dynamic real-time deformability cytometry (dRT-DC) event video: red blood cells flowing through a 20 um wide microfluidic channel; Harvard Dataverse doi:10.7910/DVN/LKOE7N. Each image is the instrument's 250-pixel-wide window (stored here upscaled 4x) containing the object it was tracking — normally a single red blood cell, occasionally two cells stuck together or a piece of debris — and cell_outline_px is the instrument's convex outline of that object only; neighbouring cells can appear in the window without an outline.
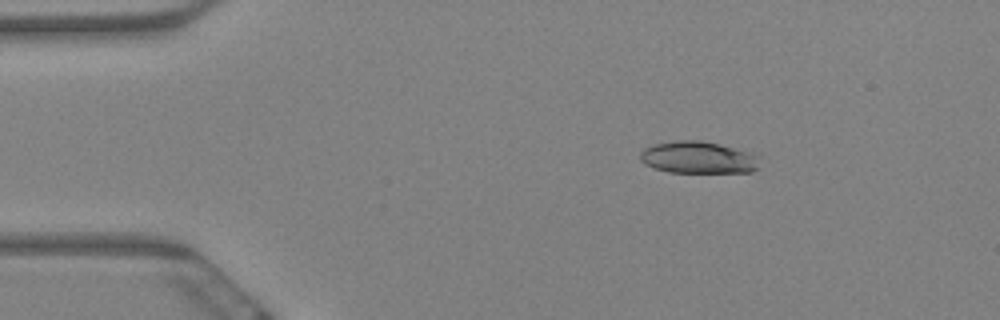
{"species": "Egyptian fruit bat (a non-hibernating species)", "species_latin": "Rousettus aegyptiacus", "temperature_condition": "warm", "stored_images_in_passage": 7, "camera_frame_rate_fps": 3000, "um_per_image_px": 0.085, "animal": {"sex": "female"}, "frame": {"image": 1, "passage_image": 2, "time_ms": 0.333, "image_size_px": [1000, 320], "cell_outline_px": [[760, 156], [756, 168], [752, 172], [668, 172], [644, 164], [640, 160], [640, 152], [644, 148], [652, 144], [676, 140], [700, 140], [720, 144], [756, 152]], "centroid_in_image_um": [59.37, 13.37], "position_along_channel_um": 25.6, "area_um2": 22.66}}
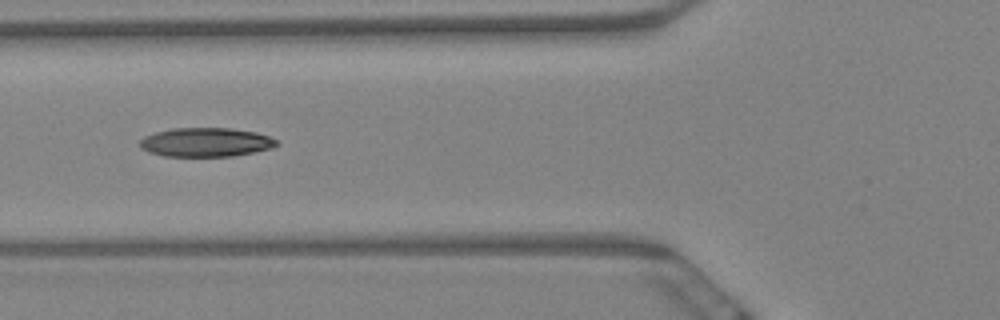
{"frame": {"image": 2, "passage_image": 6, "time_ms": 1.667, "image_size_px": [1000, 320], "cell_outline_px": [[280, 144], [272, 148], [232, 156], [164, 156], [148, 152], [140, 148], [140, 140], [144, 136], [156, 132], [172, 128], [232, 128], [256, 132], [268, 136], [276, 140]], "centroid_in_image_um": [17.48, 12.09], "position_along_channel_um": 108.3, "area_um2": 23.12}}
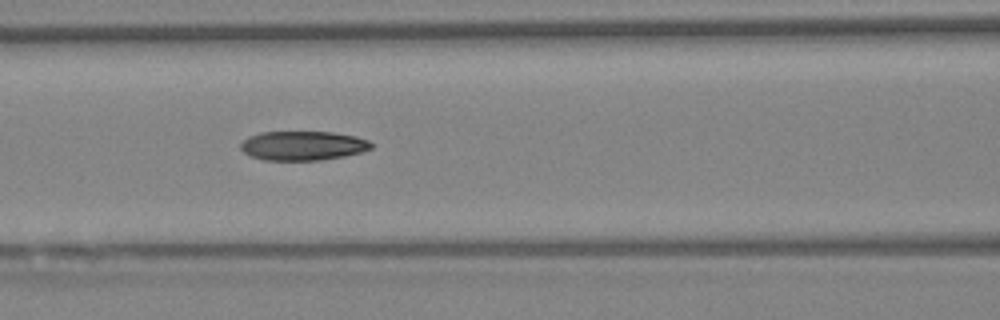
{"frame": {"image": 3, "passage_image": 7, "time_ms": 2.0, "image_size_px": [1000, 320], "cell_outline_px": [[372, 148], [360, 152], [344, 156], [320, 160], [264, 160], [252, 156], [244, 152], [240, 148], [240, 144], [248, 136], [260, 132], [332, 132], [356, 136], [368, 140], [372, 144]], "centroid_in_image_um": [25.73, 12.38], "position_along_channel_um": 140.9, "area_um2": 22.2}}